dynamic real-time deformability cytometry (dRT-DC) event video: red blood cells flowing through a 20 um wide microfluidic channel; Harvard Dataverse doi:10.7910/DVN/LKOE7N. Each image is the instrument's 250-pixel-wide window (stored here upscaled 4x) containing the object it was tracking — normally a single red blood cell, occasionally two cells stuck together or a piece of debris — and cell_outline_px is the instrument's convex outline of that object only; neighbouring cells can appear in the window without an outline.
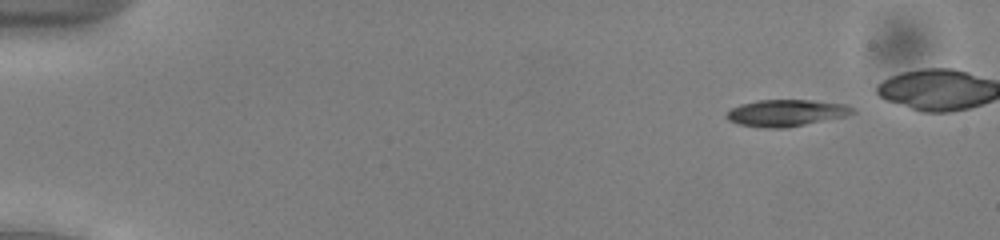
{"species": "common noctule bat (a hibernating species)", "species_latin": "Nyctalus noctula", "temperature_condition": "cold", "stored_images_in_passage": 47, "camera_frame_rate_fps": 3000, "um_per_image_px": 0.085, "animal": {"sex": "male", "body_mass_g": 13.0, "forearm_length_mm": 53.1}, "frame": {"image": 1, "passage_image": 6, "time_ms": 1.667, "image_size_px": [1000, 240], "cell_outline_px": [[856, 112], [844, 116], [788, 128], [764, 128], [740, 124], [728, 120], [724, 116], [732, 108], [740, 104], [756, 100], [812, 100], [844, 104], [856, 108]], "centroid_in_image_um": [66.82, 9.6], "position_along_channel_um": 18.2, "area_um2": 19.65}}
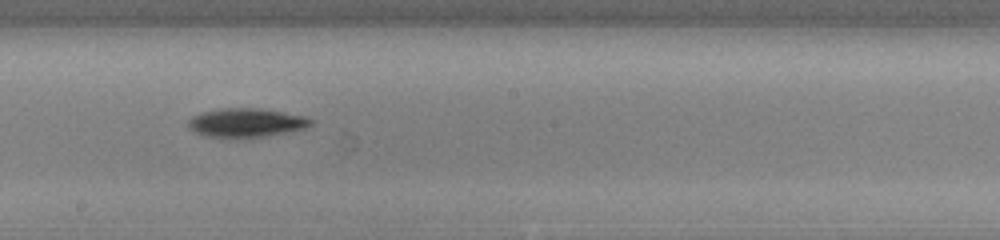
{"frame": {"image": 2, "passage_image": 31, "time_ms": 10.0, "image_size_px": [1000, 240], "cell_outline_px": [[316, 120], [308, 128], [268, 136], [208, 136], [196, 132], [188, 128], [188, 120], [192, 116], [200, 112], [220, 108], [260, 108], [308, 116]], "centroid_in_image_um": [21.0, 10.4], "position_along_channel_um": 227.2, "area_um2": 20.63}}
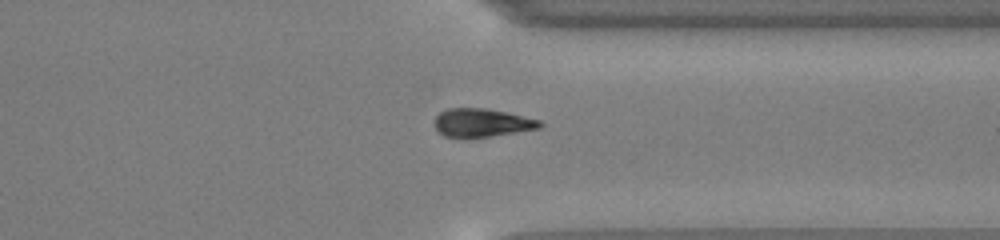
{"frame": {"image": 3, "passage_image": 42, "time_ms": 13.667, "image_size_px": [1000, 240], "cell_outline_px": [[544, 124], [540, 128], [516, 132], [464, 140], [444, 136], [436, 128], [436, 116], [440, 112], [448, 108], [484, 108], [504, 112], [540, 120]], "centroid_in_image_um": [40.93, 10.46], "position_along_channel_um": 370.5, "area_um2": 17.51}}